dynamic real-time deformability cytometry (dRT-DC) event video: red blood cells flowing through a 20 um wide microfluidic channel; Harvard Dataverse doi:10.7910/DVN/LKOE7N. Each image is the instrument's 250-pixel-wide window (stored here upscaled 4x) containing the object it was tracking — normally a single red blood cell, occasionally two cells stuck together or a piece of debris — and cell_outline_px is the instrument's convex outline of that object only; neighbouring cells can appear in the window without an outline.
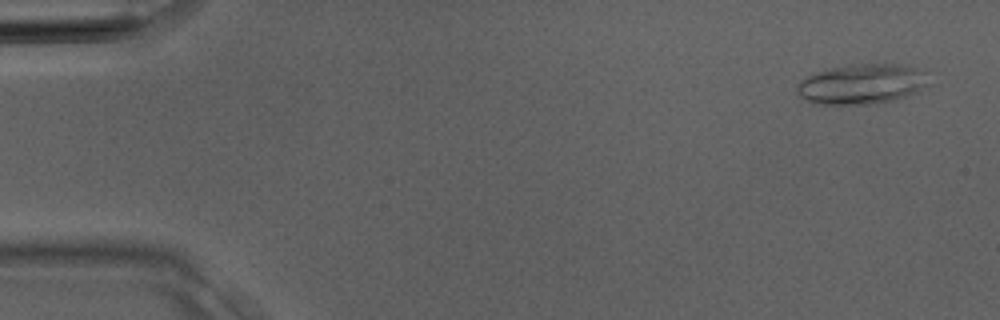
{"species": "Egyptian fruit bat (a non-hibernating species)", "species_latin": "Rousettus aegyptiacus", "temperature_condition": "room temperature", "stored_images_in_passage": 3, "camera_frame_rate_fps": 3000, "um_per_image_px": 0.085, "animal": {"sex": "male"}, "frame": {"image": 1, "passage_image": 1, "time_ms": 0.0, "image_size_px": [1000, 320], "cell_outline_px": [[928, 84], [916, 92], [896, 100], [868, 104], [816, 104], [804, 100], [796, 92], [796, 84], [800, 80], [816, 72], [832, 68], [864, 64], [900, 64], [924, 72]], "centroid_in_image_um": [73.2, 7.17], "position_along_channel_um": 11.8, "area_um2": 30.4}}